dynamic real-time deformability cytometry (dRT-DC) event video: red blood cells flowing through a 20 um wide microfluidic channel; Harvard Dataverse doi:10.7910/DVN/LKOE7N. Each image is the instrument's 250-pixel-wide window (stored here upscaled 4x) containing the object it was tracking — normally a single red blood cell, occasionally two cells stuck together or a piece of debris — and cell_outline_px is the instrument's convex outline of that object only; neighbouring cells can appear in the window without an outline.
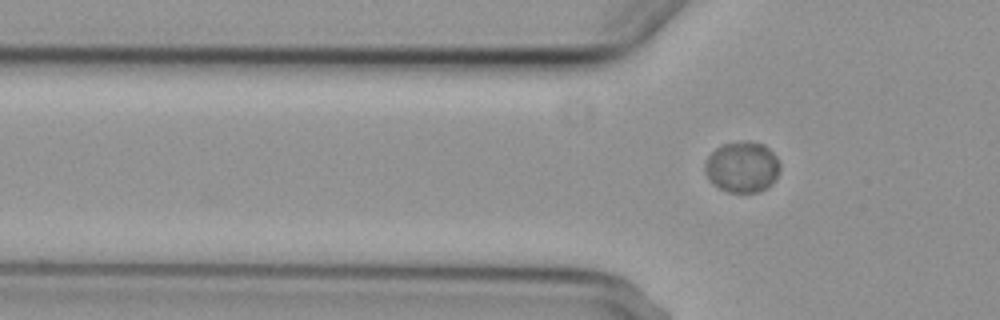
{"species": "common noctule bat (a hibernating species)", "species_latin": "Nyctalus noctula", "temperature_condition": "cold", "stored_images_in_passage": 4, "camera_frame_rate_fps": 3000, "um_per_image_px": 0.085, "animal": {"sex": "female", "body_mass_g": 29.2, "forearm_length_mm": 56.3}, "frame": {"image": 1, "passage_image": 4, "time_ms": 4.333, "image_size_px": [1000, 320], "cell_outline_px": [[780, 168], [772, 184], [756, 192], [728, 192], [712, 184], [704, 168], [704, 164], [708, 156], [716, 148], [724, 144], [764, 144], [776, 156], [780, 164]], "centroid_in_image_um": [63.08, 14.24], "position_along_channel_um": 62.7, "area_um2": 21.56}}